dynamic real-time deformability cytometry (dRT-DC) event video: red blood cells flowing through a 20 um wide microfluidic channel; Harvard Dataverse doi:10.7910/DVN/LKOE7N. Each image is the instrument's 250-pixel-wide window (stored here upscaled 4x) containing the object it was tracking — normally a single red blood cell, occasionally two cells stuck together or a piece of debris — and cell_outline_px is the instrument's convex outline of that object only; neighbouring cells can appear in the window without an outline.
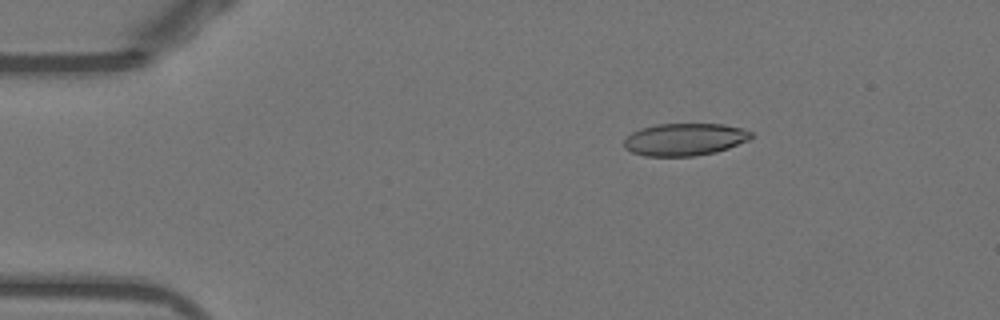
{"species": "Egyptian fruit bat (a non-hibernating species)", "species_latin": "Rousettus aegyptiacus", "temperature_condition": "warm", "stored_images_in_passage": 52, "camera_frame_rate_fps": 3000, "um_per_image_px": 0.085, "animal": {"sex": "female"}, "frame": {"image": 1, "passage_image": 9, "time_ms": 2.667, "image_size_px": [1000, 320], "cell_outline_px": [[752, 136], [748, 140], [728, 148], [716, 152], [696, 156], [644, 156], [632, 152], [624, 148], [624, 140], [632, 132], [640, 128], [656, 124], [724, 124], [744, 128], [752, 132]], "centroid_in_image_um": [58.2, 11.85], "position_along_channel_um": 26.8, "area_um2": 24.1}}
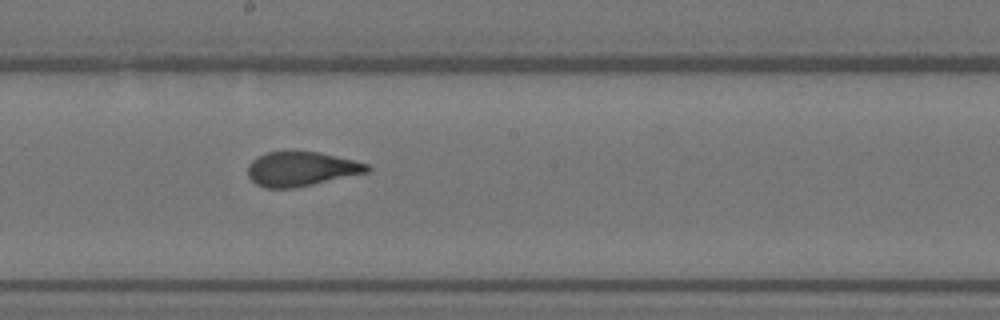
{"frame": {"image": 2, "passage_image": 29, "time_ms": 9.333, "image_size_px": [1000, 320], "cell_outline_px": [[372, 168], [368, 172], [296, 188], [264, 188], [256, 184], [248, 176], [248, 164], [256, 156], [268, 152], [320, 152], [368, 164]], "centroid_in_image_um": [25.58, 14.37], "position_along_channel_um": 222.6, "area_um2": 23.87}}
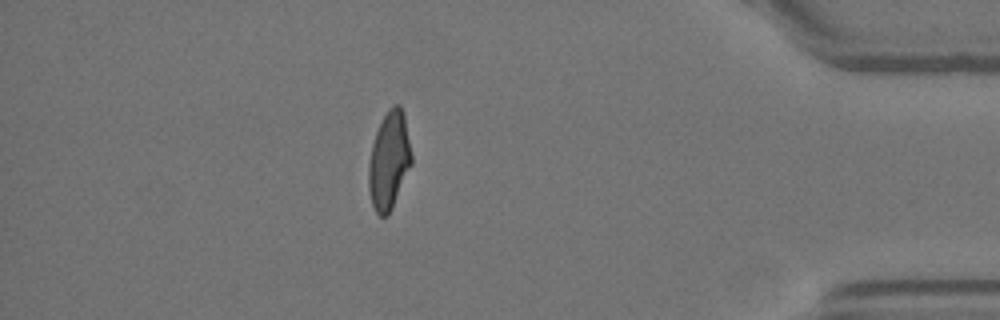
{"frame": {"image": 3, "passage_image": 46, "time_ms": 15.0, "image_size_px": [1000, 320], "cell_outline_px": [[412, 164], [392, 208], [388, 216], [380, 216], [376, 212], [372, 204], [368, 188], [368, 164], [372, 144], [376, 132], [388, 108], [392, 104], [400, 104], [404, 112], [412, 156]], "centroid_in_image_um": [33.07, 13.63], "position_along_channel_um": 402.1, "area_um2": 24.57}, "authors_computed_cell_mechanics": {"area_um2": 24.6228, "velocity_mm_per_s": 3.9035, "shape_relaxation_time_tau1_ms": null, "shape_relaxation_time_tau2_ms": 0.7757, "deformation_change_tau1": null, "deformation_change_tau2": 0.0685}}